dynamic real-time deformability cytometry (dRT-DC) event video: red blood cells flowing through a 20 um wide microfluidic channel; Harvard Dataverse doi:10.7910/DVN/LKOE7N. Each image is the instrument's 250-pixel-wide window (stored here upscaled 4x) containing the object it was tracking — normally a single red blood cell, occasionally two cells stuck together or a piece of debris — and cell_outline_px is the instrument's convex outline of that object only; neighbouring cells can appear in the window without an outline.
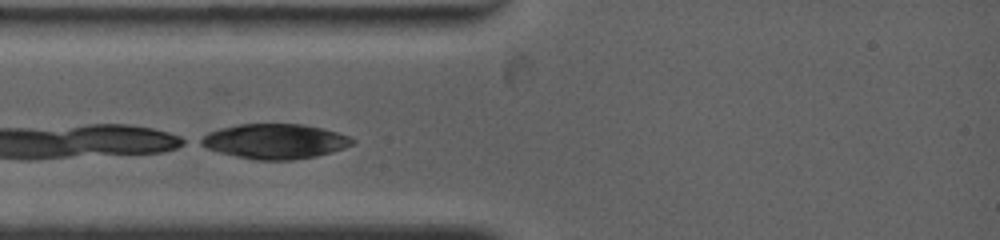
{"species": "common noctule bat (a hibernating species)", "species_latin": "Nyctalus noctula", "temperature_condition": "warm", "stored_images_in_passage": 34, "camera_frame_rate_fps": 4500, "um_per_image_px": 0.085, "animal": {"sex": "female", "body_mass_g": 19.0, "forearm_length_mm": 53.3}, "frame": {"image": 1, "passage_image": 2, "time_ms": 0.222, "image_size_px": [1000, 240], "cell_outline_px": [[356, 140], [352, 144], [344, 148], [332, 152], [316, 156], [292, 160], [256, 160], [236, 156], [204, 148], [196, 144], [196, 140], [208, 132], [220, 128], [236, 124], [304, 124], [324, 128], [348, 136]], "centroid_in_image_um": [23.31, 12.01], "position_along_channel_um": 61.7, "area_um2": 31.15}}
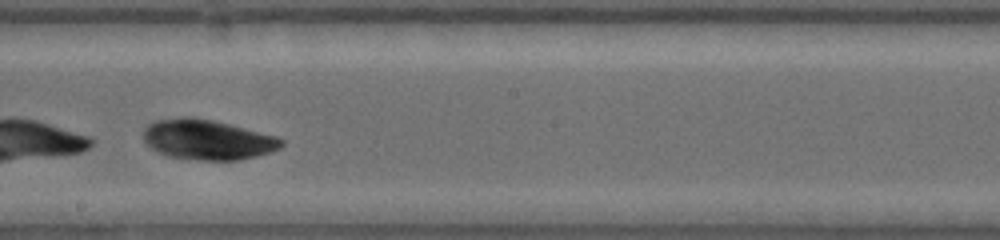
{"frame": {"image": 2, "passage_image": 21, "time_ms": 4.667, "image_size_px": [1000, 240], "cell_outline_px": [[284, 144], [280, 148], [272, 152], [240, 160], [200, 160], [168, 156], [156, 152], [144, 140], [144, 128], [152, 120], [184, 116], [192, 116], [212, 120], [276, 136], [284, 140]], "centroid_in_image_um": [17.62, 11.86], "position_along_channel_um": 230.6, "area_um2": 32.37}}
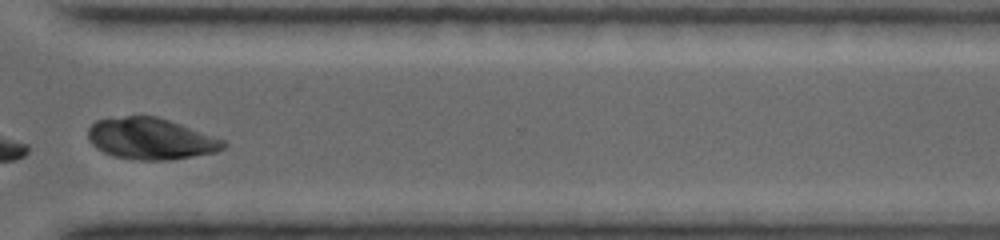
{"frame": {"image": 3, "passage_image": 30, "time_ms": 8.0, "image_size_px": [1000, 240], "cell_outline_px": [[228, 144], [224, 148], [216, 152], [168, 160], [136, 160], [112, 156], [96, 148], [88, 140], [88, 128], [96, 120], [124, 116], [156, 116], [180, 124], [224, 140]], "centroid_in_image_um": [12.78, 11.8], "position_along_channel_um": 357.8, "area_um2": 32.54}}